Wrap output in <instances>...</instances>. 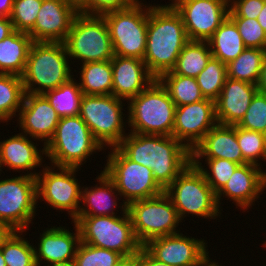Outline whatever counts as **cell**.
Masks as SVG:
<instances>
[{
    "mask_svg": "<svg viewBox=\"0 0 266 266\" xmlns=\"http://www.w3.org/2000/svg\"><path fill=\"white\" fill-rule=\"evenodd\" d=\"M129 133L117 147L133 162L150 168L164 190L191 163V151L173 136Z\"/></svg>",
    "mask_w": 266,
    "mask_h": 266,
    "instance_id": "1",
    "label": "cell"
},
{
    "mask_svg": "<svg viewBox=\"0 0 266 266\" xmlns=\"http://www.w3.org/2000/svg\"><path fill=\"white\" fill-rule=\"evenodd\" d=\"M189 41L181 16L170 4L148 5L143 61L155 79L173 70L181 50Z\"/></svg>",
    "mask_w": 266,
    "mask_h": 266,
    "instance_id": "2",
    "label": "cell"
},
{
    "mask_svg": "<svg viewBox=\"0 0 266 266\" xmlns=\"http://www.w3.org/2000/svg\"><path fill=\"white\" fill-rule=\"evenodd\" d=\"M68 59L63 42H33L21 76L24 92L44 94L68 82L74 76Z\"/></svg>",
    "mask_w": 266,
    "mask_h": 266,
    "instance_id": "3",
    "label": "cell"
},
{
    "mask_svg": "<svg viewBox=\"0 0 266 266\" xmlns=\"http://www.w3.org/2000/svg\"><path fill=\"white\" fill-rule=\"evenodd\" d=\"M120 216H76L81 242L136 258L143 247L137 240L127 205L121 204ZM123 216V217H122Z\"/></svg>",
    "mask_w": 266,
    "mask_h": 266,
    "instance_id": "4",
    "label": "cell"
},
{
    "mask_svg": "<svg viewBox=\"0 0 266 266\" xmlns=\"http://www.w3.org/2000/svg\"><path fill=\"white\" fill-rule=\"evenodd\" d=\"M129 101L130 132L172 136L176 105L157 79Z\"/></svg>",
    "mask_w": 266,
    "mask_h": 266,
    "instance_id": "5",
    "label": "cell"
},
{
    "mask_svg": "<svg viewBox=\"0 0 266 266\" xmlns=\"http://www.w3.org/2000/svg\"><path fill=\"white\" fill-rule=\"evenodd\" d=\"M102 149L87 124L76 115L60 118L53 137L45 145V156L56 167L80 168L88 156Z\"/></svg>",
    "mask_w": 266,
    "mask_h": 266,
    "instance_id": "6",
    "label": "cell"
},
{
    "mask_svg": "<svg viewBox=\"0 0 266 266\" xmlns=\"http://www.w3.org/2000/svg\"><path fill=\"white\" fill-rule=\"evenodd\" d=\"M177 210L180 220L186 214L216 219L221 214L216 193L200 169L190 163L164 190ZM183 218V219H182Z\"/></svg>",
    "mask_w": 266,
    "mask_h": 266,
    "instance_id": "7",
    "label": "cell"
},
{
    "mask_svg": "<svg viewBox=\"0 0 266 266\" xmlns=\"http://www.w3.org/2000/svg\"><path fill=\"white\" fill-rule=\"evenodd\" d=\"M63 43L69 58H77L82 64L114 57L108 26L100 15L78 13Z\"/></svg>",
    "mask_w": 266,
    "mask_h": 266,
    "instance_id": "8",
    "label": "cell"
},
{
    "mask_svg": "<svg viewBox=\"0 0 266 266\" xmlns=\"http://www.w3.org/2000/svg\"><path fill=\"white\" fill-rule=\"evenodd\" d=\"M135 0L122 10L102 15L107 23L114 55L143 60L148 28V6Z\"/></svg>",
    "mask_w": 266,
    "mask_h": 266,
    "instance_id": "9",
    "label": "cell"
},
{
    "mask_svg": "<svg viewBox=\"0 0 266 266\" xmlns=\"http://www.w3.org/2000/svg\"><path fill=\"white\" fill-rule=\"evenodd\" d=\"M122 110V99L112 94L83 95L79 116L103 148H112L117 147L127 135Z\"/></svg>",
    "mask_w": 266,
    "mask_h": 266,
    "instance_id": "10",
    "label": "cell"
},
{
    "mask_svg": "<svg viewBox=\"0 0 266 266\" xmlns=\"http://www.w3.org/2000/svg\"><path fill=\"white\" fill-rule=\"evenodd\" d=\"M110 150L103 171L114 182L120 197L124 196L127 206L131 202L155 197L164 192L150 168L133 162L118 147Z\"/></svg>",
    "mask_w": 266,
    "mask_h": 266,
    "instance_id": "11",
    "label": "cell"
},
{
    "mask_svg": "<svg viewBox=\"0 0 266 266\" xmlns=\"http://www.w3.org/2000/svg\"><path fill=\"white\" fill-rule=\"evenodd\" d=\"M127 210L135 236L142 246L154 238L180 232L176 227L182 221L165 192L155 197L131 202Z\"/></svg>",
    "mask_w": 266,
    "mask_h": 266,
    "instance_id": "12",
    "label": "cell"
},
{
    "mask_svg": "<svg viewBox=\"0 0 266 266\" xmlns=\"http://www.w3.org/2000/svg\"><path fill=\"white\" fill-rule=\"evenodd\" d=\"M36 177L19 175L0 180V223L25 232L37 208Z\"/></svg>",
    "mask_w": 266,
    "mask_h": 266,
    "instance_id": "13",
    "label": "cell"
},
{
    "mask_svg": "<svg viewBox=\"0 0 266 266\" xmlns=\"http://www.w3.org/2000/svg\"><path fill=\"white\" fill-rule=\"evenodd\" d=\"M43 166L37 180V199L47 202L56 210H66L72 220L78 215L81 206V186L75 175L79 168L55 165ZM59 169V170H58ZM41 174V175H40Z\"/></svg>",
    "mask_w": 266,
    "mask_h": 266,
    "instance_id": "14",
    "label": "cell"
},
{
    "mask_svg": "<svg viewBox=\"0 0 266 266\" xmlns=\"http://www.w3.org/2000/svg\"><path fill=\"white\" fill-rule=\"evenodd\" d=\"M191 41H208L229 14V0H172Z\"/></svg>",
    "mask_w": 266,
    "mask_h": 266,
    "instance_id": "15",
    "label": "cell"
},
{
    "mask_svg": "<svg viewBox=\"0 0 266 266\" xmlns=\"http://www.w3.org/2000/svg\"><path fill=\"white\" fill-rule=\"evenodd\" d=\"M204 241L177 233L154 238L143 247L158 261L171 266H206L212 259Z\"/></svg>",
    "mask_w": 266,
    "mask_h": 266,
    "instance_id": "16",
    "label": "cell"
},
{
    "mask_svg": "<svg viewBox=\"0 0 266 266\" xmlns=\"http://www.w3.org/2000/svg\"><path fill=\"white\" fill-rule=\"evenodd\" d=\"M216 124L215 101L205 98L176 107L172 136L192 151Z\"/></svg>",
    "mask_w": 266,
    "mask_h": 266,
    "instance_id": "17",
    "label": "cell"
},
{
    "mask_svg": "<svg viewBox=\"0 0 266 266\" xmlns=\"http://www.w3.org/2000/svg\"><path fill=\"white\" fill-rule=\"evenodd\" d=\"M18 123L23 134L44 145L53 137L60 117L43 94L25 93Z\"/></svg>",
    "mask_w": 266,
    "mask_h": 266,
    "instance_id": "18",
    "label": "cell"
},
{
    "mask_svg": "<svg viewBox=\"0 0 266 266\" xmlns=\"http://www.w3.org/2000/svg\"><path fill=\"white\" fill-rule=\"evenodd\" d=\"M78 13L65 0H43L36 23L28 34L33 42H64Z\"/></svg>",
    "mask_w": 266,
    "mask_h": 266,
    "instance_id": "19",
    "label": "cell"
},
{
    "mask_svg": "<svg viewBox=\"0 0 266 266\" xmlns=\"http://www.w3.org/2000/svg\"><path fill=\"white\" fill-rule=\"evenodd\" d=\"M266 188V172L260 166L245 163L239 165L228 182L216 194L217 203L220 208L222 195L235 202L242 210H248L250 206L260 198ZM261 193V194H260Z\"/></svg>",
    "mask_w": 266,
    "mask_h": 266,
    "instance_id": "20",
    "label": "cell"
},
{
    "mask_svg": "<svg viewBox=\"0 0 266 266\" xmlns=\"http://www.w3.org/2000/svg\"><path fill=\"white\" fill-rule=\"evenodd\" d=\"M227 159L239 165L248 163L237 141V125L216 124L191 151V163L201 166L200 159Z\"/></svg>",
    "mask_w": 266,
    "mask_h": 266,
    "instance_id": "21",
    "label": "cell"
},
{
    "mask_svg": "<svg viewBox=\"0 0 266 266\" xmlns=\"http://www.w3.org/2000/svg\"><path fill=\"white\" fill-rule=\"evenodd\" d=\"M111 65L112 95L123 101L129 102L155 80L141 59L114 55Z\"/></svg>",
    "mask_w": 266,
    "mask_h": 266,
    "instance_id": "22",
    "label": "cell"
},
{
    "mask_svg": "<svg viewBox=\"0 0 266 266\" xmlns=\"http://www.w3.org/2000/svg\"><path fill=\"white\" fill-rule=\"evenodd\" d=\"M257 91V85L227 77L219 97L215 100L217 123L237 125L244 117Z\"/></svg>",
    "mask_w": 266,
    "mask_h": 266,
    "instance_id": "23",
    "label": "cell"
},
{
    "mask_svg": "<svg viewBox=\"0 0 266 266\" xmlns=\"http://www.w3.org/2000/svg\"><path fill=\"white\" fill-rule=\"evenodd\" d=\"M75 233L65 227L46 228L40 235L38 249L35 247V261L41 266V261L47 262V266L69 261L75 258L80 239V231L75 222ZM74 233V234H73Z\"/></svg>",
    "mask_w": 266,
    "mask_h": 266,
    "instance_id": "24",
    "label": "cell"
},
{
    "mask_svg": "<svg viewBox=\"0 0 266 266\" xmlns=\"http://www.w3.org/2000/svg\"><path fill=\"white\" fill-rule=\"evenodd\" d=\"M29 139L26 134L18 133L4 141H0V162L3 167L7 166L10 170H29L26 175L37 177L38 173L35 171L32 173L30 170L37 166L41 167L42 155H45V145L43 144L42 150H38L34 145L36 143Z\"/></svg>",
    "mask_w": 266,
    "mask_h": 266,
    "instance_id": "25",
    "label": "cell"
},
{
    "mask_svg": "<svg viewBox=\"0 0 266 266\" xmlns=\"http://www.w3.org/2000/svg\"><path fill=\"white\" fill-rule=\"evenodd\" d=\"M96 179L99 186L96 185L90 189L85 186L81 188V203L83 202L84 207L83 205L80 206L77 216H116L114 212L118 205L116 198L120 194L114 182L104 171H101ZM112 197L116 198L113 199Z\"/></svg>",
    "mask_w": 266,
    "mask_h": 266,
    "instance_id": "26",
    "label": "cell"
},
{
    "mask_svg": "<svg viewBox=\"0 0 266 266\" xmlns=\"http://www.w3.org/2000/svg\"><path fill=\"white\" fill-rule=\"evenodd\" d=\"M33 43L28 33L14 30L0 41V74L22 76L30 47Z\"/></svg>",
    "mask_w": 266,
    "mask_h": 266,
    "instance_id": "27",
    "label": "cell"
},
{
    "mask_svg": "<svg viewBox=\"0 0 266 266\" xmlns=\"http://www.w3.org/2000/svg\"><path fill=\"white\" fill-rule=\"evenodd\" d=\"M212 57L228 64L236 59L245 45L235 23L227 17L208 40Z\"/></svg>",
    "mask_w": 266,
    "mask_h": 266,
    "instance_id": "28",
    "label": "cell"
},
{
    "mask_svg": "<svg viewBox=\"0 0 266 266\" xmlns=\"http://www.w3.org/2000/svg\"><path fill=\"white\" fill-rule=\"evenodd\" d=\"M80 69L79 87L84 95L112 94L111 60L83 63Z\"/></svg>",
    "mask_w": 266,
    "mask_h": 266,
    "instance_id": "29",
    "label": "cell"
},
{
    "mask_svg": "<svg viewBox=\"0 0 266 266\" xmlns=\"http://www.w3.org/2000/svg\"><path fill=\"white\" fill-rule=\"evenodd\" d=\"M266 57V49L245 48L233 61L226 64L227 77L257 85Z\"/></svg>",
    "mask_w": 266,
    "mask_h": 266,
    "instance_id": "30",
    "label": "cell"
},
{
    "mask_svg": "<svg viewBox=\"0 0 266 266\" xmlns=\"http://www.w3.org/2000/svg\"><path fill=\"white\" fill-rule=\"evenodd\" d=\"M212 57L208 41H189L181 50L173 72L196 78Z\"/></svg>",
    "mask_w": 266,
    "mask_h": 266,
    "instance_id": "31",
    "label": "cell"
},
{
    "mask_svg": "<svg viewBox=\"0 0 266 266\" xmlns=\"http://www.w3.org/2000/svg\"><path fill=\"white\" fill-rule=\"evenodd\" d=\"M157 80L167 90L176 107L205 99L196 78L177 75L170 71L162 74Z\"/></svg>",
    "mask_w": 266,
    "mask_h": 266,
    "instance_id": "32",
    "label": "cell"
},
{
    "mask_svg": "<svg viewBox=\"0 0 266 266\" xmlns=\"http://www.w3.org/2000/svg\"><path fill=\"white\" fill-rule=\"evenodd\" d=\"M43 95L60 118L79 115L80 103L84 94L79 87V83L73 78L59 87L45 92Z\"/></svg>",
    "mask_w": 266,
    "mask_h": 266,
    "instance_id": "33",
    "label": "cell"
},
{
    "mask_svg": "<svg viewBox=\"0 0 266 266\" xmlns=\"http://www.w3.org/2000/svg\"><path fill=\"white\" fill-rule=\"evenodd\" d=\"M22 78L12 74H0V119L8 122L18 113L24 99ZM19 109V110H18Z\"/></svg>",
    "mask_w": 266,
    "mask_h": 266,
    "instance_id": "34",
    "label": "cell"
},
{
    "mask_svg": "<svg viewBox=\"0 0 266 266\" xmlns=\"http://www.w3.org/2000/svg\"><path fill=\"white\" fill-rule=\"evenodd\" d=\"M22 233L14 231L1 247L6 266H37L35 247L21 236Z\"/></svg>",
    "mask_w": 266,
    "mask_h": 266,
    "instance_id": "35",
    "label": "cell"
},
{
    "mask_svg": "<svg viewBox=\"0 0 266 266\" xmlns=\"http://www.w3.org/2000/svg\"><path fill=\"white\" fill-rule=\"evenodd\" d=\"M226 78V64L211 57L206 67L196 77V81L204 98L215 101L223 89Z\"/></svg>",
    "mask_w": 266,
    "mask_h": 266,
    "instance_id": "36",
    "label": "cell"
},
{
    "mask_svg": "<svg viewBox=\"0 0 266 266\" xmlns=\"http://www.w3.org/2000/svg\"><path fill=\"white\" fill-rule=\"evenodd\" d=\"M74 259L77 266H118L126 258L118 252L80 242Z\"/></svg>",
    "mask_w": 266,
    "mask_h": 266,
    "instance_id": "37",
    "label": "cell"
},
{
    "mask_svg": "<svg viewBox=\"0 0 266 266\" xmlns=\"http://www.w3.org/2000/svg\"><path fill=\"white\" fill-rule=\"evenodd\" d=\"M43 0H14L10 20L14 30L29 33L38 16Z\"/></svg>",
    "mask_w": 266,
    "mask_h": 266,
    "instance_id": "38",
    "label": "cell"
},
{
    "mask_svg": "<svg viewBox=\"0 0 266 266\" xmlns=\"http://www.w3.org/2000/svg\"><path fill=\"white\" fill-rule=\"evenodd\" d=\"M205 164H208L209 170L204 168V166H196L200 169V171L204 174L207 183L213 189V191L217 194L224 185L228 182L235 169L239 166V164L227 160V159H205Z\"/></svg>",
    "mask_w": 266,
    "mask_h": 266,
    "instance_id": "39",
    "label": "cell"
},
{
    "mask_svg": "<svg viewBox=\"0 0 266 266\" xmlns=\"http://www.w3.org/2000/svg\"><path fill=\"white\" fill-rule=\"evenodd\" d=\"M237 141L243 158L248 163L260 166V159L265 162L263 133L237 126Z\"/></svg>",
    "mask_w": 266,
    "mask_h": 266,
    "instance_id": "40",
    "label": "cell"
},
{
    "mask_svg": "<svg viewBox=\"0 0 266 266\" xmlns=\"http://www.w3.org/2000/svg\"><path fill=\"white\" fill-rule=\"evenodd\" d=\"M237 126L250 131L266 133V93L256 92Z\"/></svg>",
    "mask_w": 266,
    "mask_h": 266,
    "instance_id": "41",
    "label": "cell"
},
{
    "mask_svg": "<svg viewBox=\"0 0 266 266\" xmlns=\"http://www.w3.org/2000/svg\"><path fill=\"white\" fill-rule=\"evenodd\" d=\"M237 26L246 48L266 49V32L257 19L229 17Z\"/></svg>",
    "mask_w": 266,
    "mask_h": 266,
    "instance_id": "42",
    "label": "cell"
},
{
    "mask_svg": "<svg viewBox=\"0 0 266 266\" xmlns=\"http://www.w3.org/2000/svg\"><path fill=\"white\" fill-rule=\"evenodd\" d=\"M265 0H229L228 17L257 19Z\"/></svg>",
    "mask_w": 266,
    "mask_h": 266,
    "instance_id": "43",
    "label": "cell"
},
{
    "mask_svg": "<svg viewBox=\"0 0 266 266\" xmlns=\"http://www.w3.org/2000/svg\"><path fill=\"white\" fill-rule=\"evenodd\" d=\"M135 0H88L89 15H104L111 11L122 10Z\"/></svg>",
    "mask_w": 266,
    "mask_h": 266,
    "instance_id": "44",
    "label": "cell"
},
{
    "mask_svg": "<svg viewBox=\"0 0 266 266\" xmlns=\"http://www.w3.org/2000/svg\"><path fill=\"white\" fill-rule=\"evenodd\" d=\"M137 266H171L158 261L144 247L136 255Z\"/></svg>",
    "mask_w": 266,
    "mask_h": 266,
    "instance_id": "45",
    "label": "cell"
},
{
    "mask_svg": "<svg viewBox=\"0 0 266 266\" xmlns=\"http://www.w3.org/2000/svg\"><path fill=\"white\" fill-rule=\"evenodd\" d=\"M14 31L13 24L8 17H0V41Z\"/></svg>",
    "mask_w": 266,
    "mask_h": 266,
    "instance_id": "46",
    "label": "cell"
},
{
    "mask_svg": "<svg viewBox=\"0 0 266 266\" xmlns=\"http://www.w3.org/2000/svg\"><path fill=\"white\" fill-rule=\"evenodd\" d=\"M73 6L79 13L88 14V0H65Z\"/></svg>",
    "mask_w": 266,
    "mask_h": 266,
    "instance_id": "47",
    "label": "cell"
},
{
    "mask_svg": "<svg viewBox=\"0 0 266 266\" xmlns=\"http://www.w3.org/2000/svg\"><path fill=\"white\" fill-rule=\"evenodd\" d=\"M14 0H0V17H10Z\"/></svg>",
    "mask_w": 266,
    "mask_h": 266,
    "instance_id": "48",
    "label": "cell"
},
{
    "mask_svg": "<svg viewBox=\"0 0 266 266\" xmlns=\"http://www.w3.org/2000/svg\"><path fill=\"white\" fill-rule=\"evenodd\" d=\"M257 88L259 92L266 93V57L264 59L259 80L257 82Z\"/></svg>",
    "mask_w": 266,
    "mask_h": 266,
    "instance_id": "49",
    "label": "cell"
},
{
    "mask_svg": "<svg viewBox=\"0 0 266 266\" xmlns=\"http://www.w3.org/2000/svg\"><path fill=\"white\" fill-rule=\"evenodd\" d=\"M13 232L14 230L9 225L0 223V249Z\"/></svg>",
    "mask_w": 266,
    "mask_h": 266,
    "instance_id": "50",
    "label": "cell"
},
{
    "mask_svg": "<svg viewBox=\"0 0 266 266\" xmlns=\"http://www.w3.org/2000/svg\"><path fill=\"white\" fill-rule=\"evenodd\" d=\"M257 21L259 22L260 26L263 28V30L266 32V0L264 2V7L260 11Z\"/></svg>",
    "mask_w": 266,
    "mask_h": 266,
    "instance_id": "51",
    "label": "cell"
},
{
    "mask_svg": "<svg viewBox=\"0 0 266 266\" xmlns=\"http://www.w3.org/2000/svg\"><path fill=\"white\" fill-rule=\"evenodd\" d=\"M118 266H137V262L135 258H126L121 264Z\"/></svg>",
    "mask_w": 266,
    "mask_h": 266,
    "instance_id": "52",
    "label": "cell"
},
{
    "mask_svg": "<svg viewBox=\"0 0 266 266\" xmlns=\"http://www.w3.org/2000/svg\"><path fill=\"white\" fill-rule=\"evenodd\" d=\"M49 266H77L75 259L69 260V261H65V262H59V263H55Z\"/></svg>",
    "mask_w": 266,
    "mask_h": 266,
    "instance_id": "53",
    "label": "cell"
},
{
    "mask_svg": "<svg viewBox=\"0 0 266 266\" xmlns=\"http://www.w3.org/2000/svg\"><path fill=\"white\" fill-rule=\"evenodd\" d=\"M0 266H6L5 259L3 257L1 249H0Z\"/></svg>",
    "mask_w": 266,
    "mask_h": 266,
    "instance_id": "54",
    "label": "cell"
},
{
    "mask_svg": "<svg viewBox=\"0 0 266 266\" xmlns=\"http://www.w3.org/2000/svg\"><path fill=\"white\" fill-rule=\"evenodd\" d=\"M263 140H264V152H265V161H266V133L263 134Z\"/></svg>",
    "mask_w": 266,
    "mask_h": 266,
    "instance_id": "55",
    "label": "cell"
},
{
    "mask_svg": "<svg viewBox=\"0 0 266 266\" xmlns=\"http://www.w3.org/2000/svg\"><path fill=\"white\" fill-rule=\"evenodd\" d=\"M219 263L217 262H215L214 260L211 262H209L206 266H221V265H218Z\"/></svg>",
    "mask_w": 266,
    "mask_h": 266,
    "instance_id": "56",
    "label": "cell"
},
{
    "mask_svg": "<svg viewBox=\"0 0 266 266\" xmlns=\"http://www.w3.org/2000/svg\"><path fill=\"white\" fill-rule=\"evenodd\" d=\"M1 167H3V166H2V163L0 162V173H1V171H2L1 169H3V168H1Z\"/></svg>",
    "mask_w": 266,
    "mask_h": 266,
    "instance_id": "57",
    "label": "cell"
}]
</instances>
